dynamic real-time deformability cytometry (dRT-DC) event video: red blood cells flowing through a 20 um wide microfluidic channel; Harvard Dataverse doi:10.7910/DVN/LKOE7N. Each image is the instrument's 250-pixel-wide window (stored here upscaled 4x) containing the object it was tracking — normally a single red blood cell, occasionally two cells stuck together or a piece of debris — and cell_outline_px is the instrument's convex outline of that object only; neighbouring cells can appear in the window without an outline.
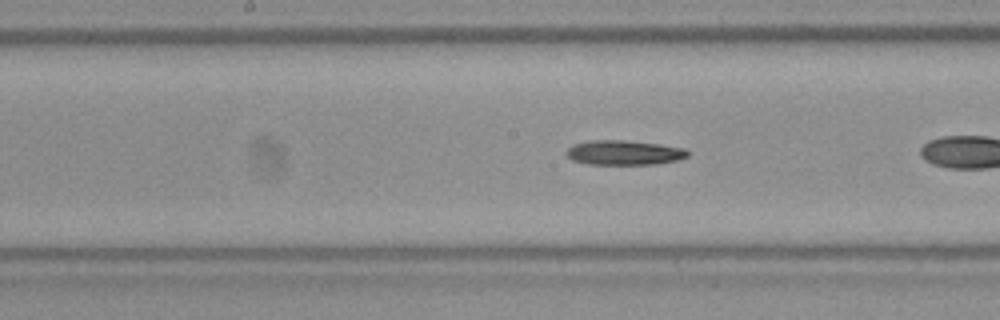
{"species": "Egyptian fruit bat (a non-hibernating species)", "species_latin": "Rousettus aegyptiacus", "temperature_condition": "room temperature", "stored_images_in_passage": 37, "camera_frame_rate_fps": 3000, "um_per_image_px": 0.085, "frame": {"image": 1, "passage_image": 11, "time_ms": 3.333, "image_size_px": [1000, 320], "cell_outline_px": [[688, 156], [676, 160], [656, 164], [588, 164], [572, 160], [564, 152], [572, 144], [588, 140], [624, 140], [660, 144], [684, 148], [688, 152]], "centroid_in_image_um": [53.0, 12.96], "position_along_channel_um": 195.2, "area_um2": 17.46}}
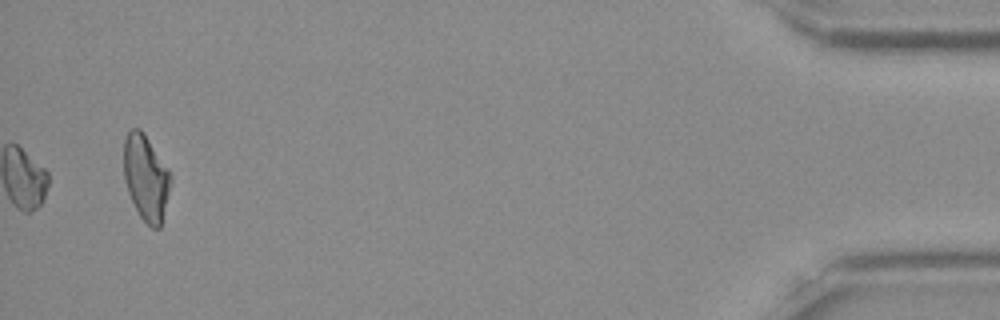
{"frame": {"image": 2, "passage_image": 37, "time_ms": 12.0, "image_size_px": [1000, 320], "cell_outline_px": [[172, 176], [160, 228], [152, 228], [140, 216], [128, 192], [124, 180], [124, 140], [128, 132], [132, 128], [140, 128], [144, 132], [168, 168]], "centroid_in_image_um": [12.4, 15.06], "position_along_channel_um": 422.8, "area_um2": 23.18}, "authors_computed_cell_mechanics": {"area_um2": 17.051, "velocity_mm_per_s": 3.9103, "shape_relaxation_time_tau1_ms": 9.0521, "shape_relaxation_time_tau2_ms": null, "deformation_change_tau1": 0.1888, "deformation_change_tau2": null}}